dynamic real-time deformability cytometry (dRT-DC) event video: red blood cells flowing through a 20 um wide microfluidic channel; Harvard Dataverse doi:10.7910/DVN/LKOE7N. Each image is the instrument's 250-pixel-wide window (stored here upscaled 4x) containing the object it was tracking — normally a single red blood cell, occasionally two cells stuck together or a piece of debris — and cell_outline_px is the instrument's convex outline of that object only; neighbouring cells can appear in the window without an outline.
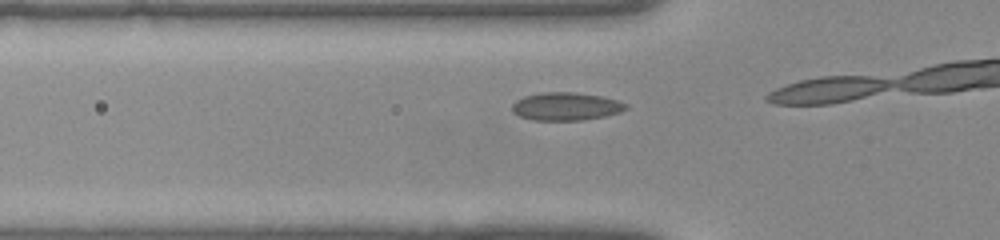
{"species": "common noctule bat (a hibernating species)", "species_latin": "Nyctalus noctula", "temperature_condition": "warm", "stored_images_in_passage": 6, "camera_frame_rate_fps": 3000, "um_per_image_px": 0.085, "animal": {"sex": "female", "body_mass_g": 22.0, "forearm_length_mm": 56.7}, "frame": {"image": 1, "passage_image": 4, "time_ms": 1.0, "image_size_px": [1000, 240], "cell_outline_px": [[628, 108], [620, 112], [604, 116], [580, 120], [532, 120], [520, 116], [512, 112], [512, 104], [516, 100], [524, 96], [540, 92], [572, 92], [600, 96], [616, 100], [628, 104]], "centroid_in_image_um": [48.08, 9.04], "position_along_channel_um": 77.7, "area_um2": 18.5}}